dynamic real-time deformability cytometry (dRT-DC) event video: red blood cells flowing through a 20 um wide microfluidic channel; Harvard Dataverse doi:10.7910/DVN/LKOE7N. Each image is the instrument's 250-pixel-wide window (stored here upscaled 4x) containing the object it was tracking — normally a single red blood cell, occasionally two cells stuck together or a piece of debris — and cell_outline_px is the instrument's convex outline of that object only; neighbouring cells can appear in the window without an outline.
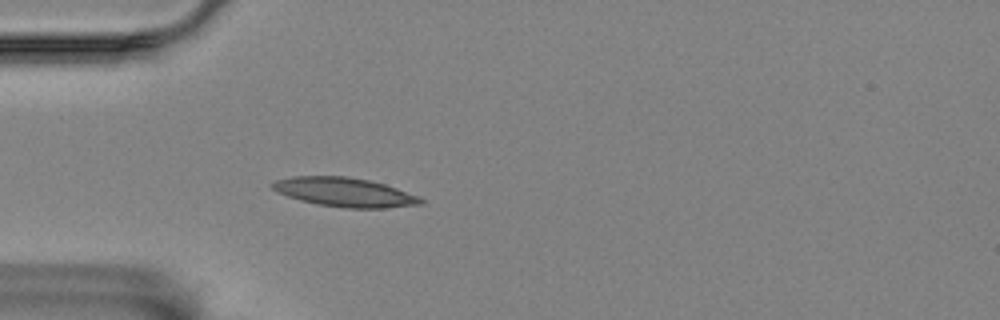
{"species": "Egyptian fruit bat (a non-hibernating species)", "species_latin": "Rousettus aegyptiacus", "temperature_condition": "room temperature", "stored_images_in_passage": 20, "camera_frame_rate_fps": 3000, "um_per_image_px": 0.085, "animal": {"sex": "female"}, "frame": {"image": 1, "passage_image": 15, "time_ms": 4.667, "image_size_px": [1000, 320], "cell_outline_px": [[424, 204], [384, 208], [344, 208], [316, 204], [300, 200], [276, 192], [268, 184], [276, 180], [292, 176], [344, 176], [368, 180], [384, 184], [420, 196], [424, 200]], "centroid_in_image_um": [29.28, 16.34], "position_along_channel_um": 55.7, "area_um2": 25.26}}